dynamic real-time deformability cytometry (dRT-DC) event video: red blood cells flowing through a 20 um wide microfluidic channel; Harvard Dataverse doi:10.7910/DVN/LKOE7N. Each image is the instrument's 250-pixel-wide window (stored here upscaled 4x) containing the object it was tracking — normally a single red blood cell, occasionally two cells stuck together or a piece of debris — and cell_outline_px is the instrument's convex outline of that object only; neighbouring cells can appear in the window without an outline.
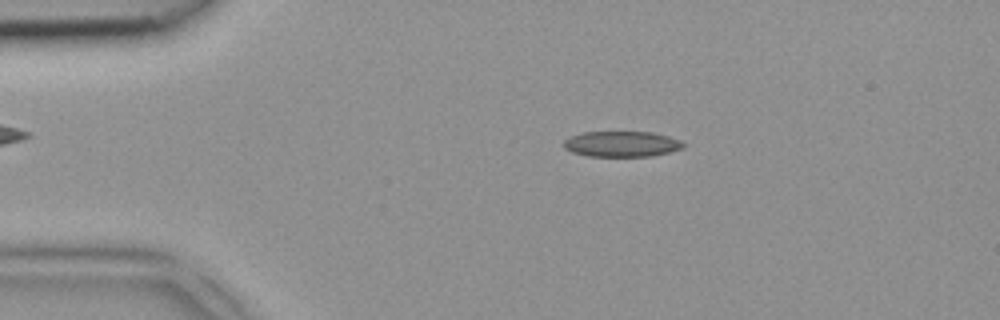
{"species": "common noctule bat (a hibernating species)", "species_latin": "Nyctalus noctula", "temperature_condition": "room temperature", "stored_images_in_passage": 39, "camera_frame_rate_fps": 3000, "um_per_image_px": 0.085, "animal": {"sex": "female", "body_mass_g": 18.4}, "frame": {"image": 1, "passage_image": 2, "time_ms": 0.333, "image_size_px": [1000, 320], "cell_outline_px": [[688, 144], [684, 148], [652, 156], [588, 156], [572, 152], [564, 148], [564, 140], [572, 136], [584, 132], [652, 132], [668, 136], [680, 140]], "centroid_in_image_um": [52.89, 12.24], "position_along_channel_um": 32.1, "area_um2": 17.86}}
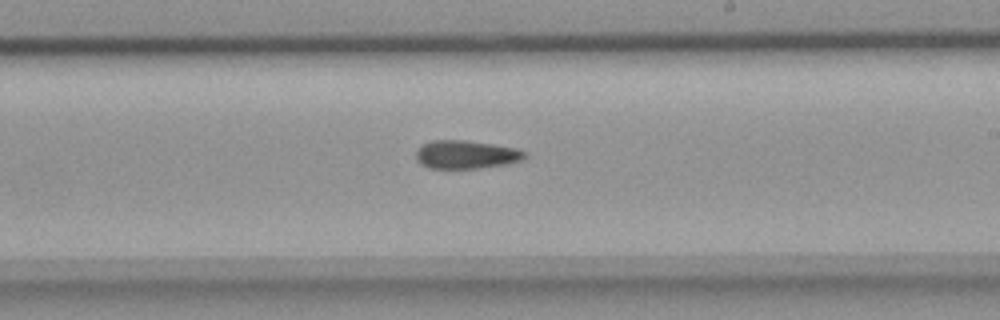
{"frame": {"image": 2, "passage_image": 20, "time_ms": 6.333, "image_size_px": [1000, 320], "cell_outline_px": [[528, 156], [520, 160], [508, 164], [480, 168], [428, 168], [420, 164], [416, 160], [416, 148], [420, 144], [432, 140], [464, 140], [492, 144], [516, 148], [528, 152]], "centroid_in_image_um": [39.59, 13.13], "position_along_channel_um": 249.4, "area_um2": 18.21}}
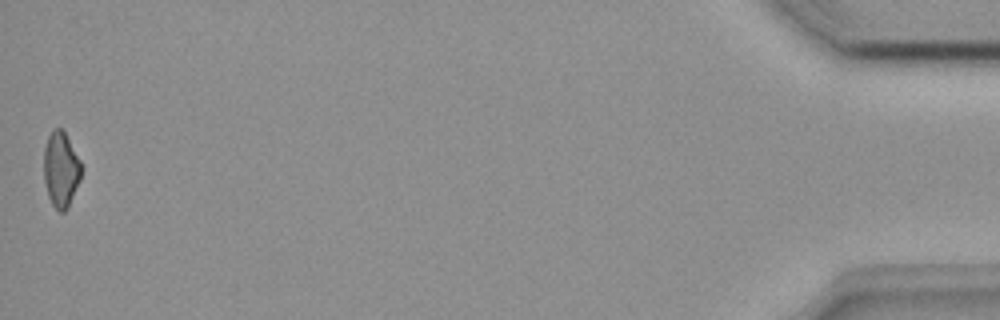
{"frame": {"image": 3, "passage_image": 39, "time_ms": 12.667, "image_size_px": [1000, 320], "cell_outline_px": [[80, 180], [68, 208], [64, 212], [60, 212], [52, 204], [48, 196], [44, 180], [44, 148], [48, 136], [52, 128], [60, 128], [64, 132], [80, 160]], "centroid_in_image_um": [5.16, 14.41], "position_along_channel_um": 430.0, "area_um2": 16.3}}